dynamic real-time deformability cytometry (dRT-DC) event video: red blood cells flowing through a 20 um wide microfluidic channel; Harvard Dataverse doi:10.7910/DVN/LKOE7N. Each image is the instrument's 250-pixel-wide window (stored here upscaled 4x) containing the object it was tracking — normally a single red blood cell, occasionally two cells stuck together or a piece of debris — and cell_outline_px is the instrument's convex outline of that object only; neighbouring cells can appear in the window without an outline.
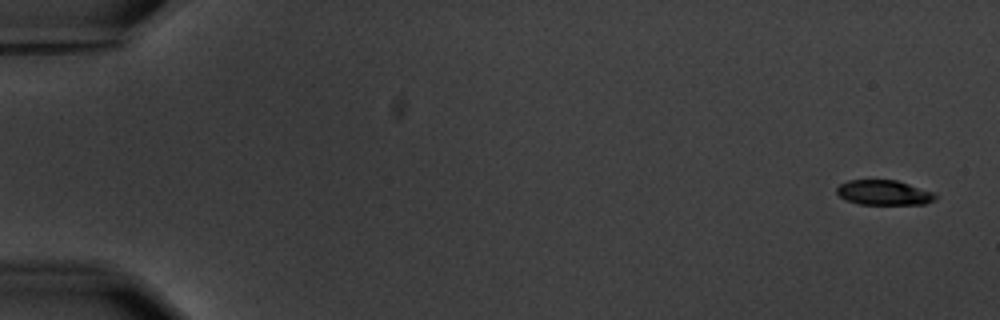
{"species": "common noctule bat (a hibernating species)", "species_latin": "Nyctalus noctula", "temperature_condition": "warm", "stored_images_in_passage": 7, "camera_frame_rate_fps": 3000, "um_per_image_px": 0.085, "animal": {"sex": "male", "body_mass_g": 20.1, "forearm_length_mm": 53.5}, "frame": {"image": 1, "passage_image": 1, "time_ms": 0.0, "image_size_px": [1000, 320], "cell_outline_px": [[936, 200], [924, 204], [860, 204], [844, 200], [836, 192], [836, 188], [840, 184], [848, 180], [896, 180], [936, 192]], "centroid_in_image_um": [75.14, 16.37], "position_along_channel_um": 9.9, "area_um2": 14.45}}
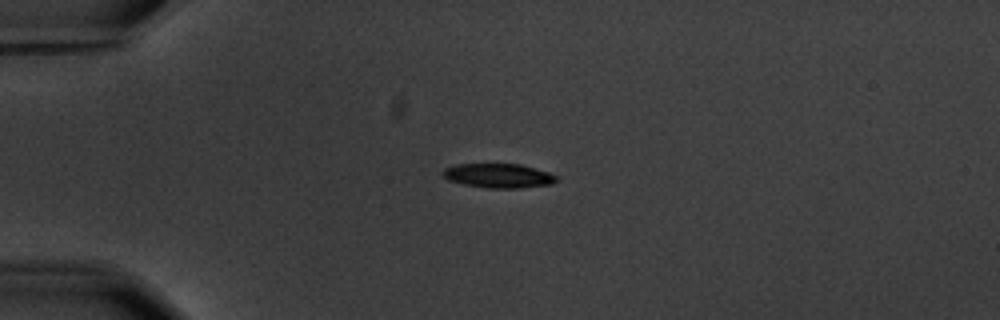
{"frame": {"image": 2, "passage_image": 5, "time_ms": 4.333, "image_size_px": [1000, 320], "cell_outline_px": [[560, 180], [552, 184], [520, 188], [488, 188], [464, 184], [448, 180], [444, 176], [444, 168], [456, 164], [520, 164], [548, 172], [560, 176]], "centroid_in_image_um": [42.44, 14.94], "position_along_channel_um": 42.6, "area_um2": 16.13}}
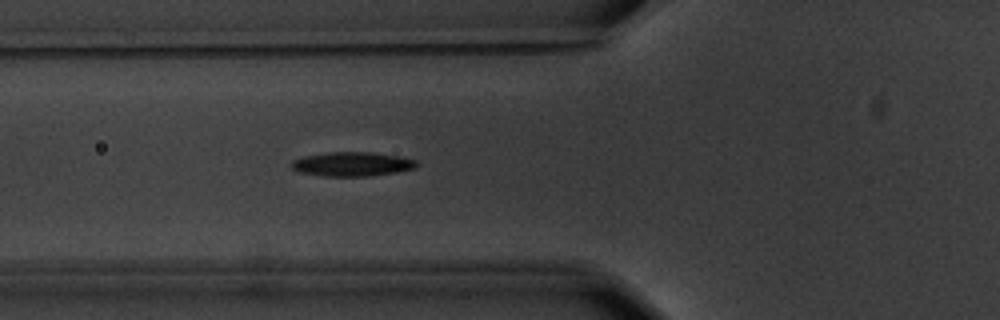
{"frame": {"image": 3, "passage_image": 7, "time_ms": 6.667, "image_size_px": [1000, 320], "cell_outline_px": [[420, 164], [416, 168], [396, 172], [368, 176], [324, 176], [300, 172], [292, 168], [288, 164], [292, 160], [304, 156], [328, 152], [372, 152], [400, 156], [416, 160]], "centroid_in_image_um": [29.94, 13.94], "position_along_channel_um": 95.9, "area_um2": 17.8}}